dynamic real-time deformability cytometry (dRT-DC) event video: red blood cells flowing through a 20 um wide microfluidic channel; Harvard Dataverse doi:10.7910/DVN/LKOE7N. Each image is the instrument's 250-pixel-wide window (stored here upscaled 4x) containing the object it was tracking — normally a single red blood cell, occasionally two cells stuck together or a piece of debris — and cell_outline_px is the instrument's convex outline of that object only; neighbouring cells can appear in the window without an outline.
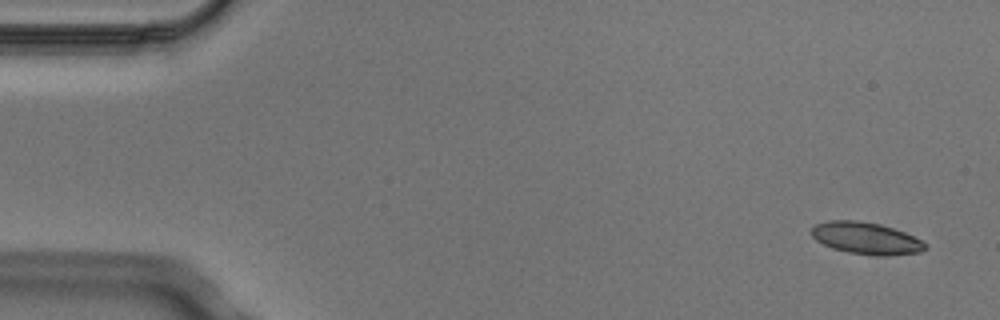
{"species": "Egyptian fruit bat (a non-hibernating species)", "species_latin": "Rousettus aegyptiacus", "temperature_condition": "cold", "stored_images_in_passage": 4, "camera_frame_rate_fps": 3000, "um_per_image_px": 0.085, "animal": {"sex": "male"}, "frame": {"image": 1, "passage_image": 1, "time_ms": 0.0, "image_size_px": [1000, 320], "cell_outline_px": [[928, 248], [920, 252], [884, 256], [880, 256], [848, 252], [832, 248], [816, 240], [812, 236], [812, 228], [816, 224], [828, 220], [856, 220], [880, 224], [904, 232], [928, 244]], "centroid_in_image_um": [73.62, 20.25], "position_along_channel_um": 11.4, "area_um2": 21.04}}
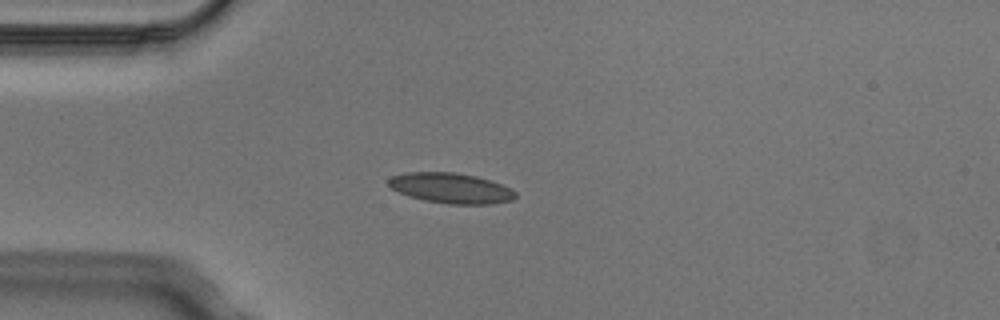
{"frame": {"image": 2, "passage_image": 4, "time_ms": 1.0, "image_size_px": [1000, 320], "cell_outline_px": [[516, 196], [512, 200], [492, 204], [448, 204], [424, 200], [408, 196], [392, 188], [388, 184], [388, 180], [392, 176], [404, 172], [456, 172], [476, 176], [512, 188], [516, 192]], "centroid_in_image_um": [38.33, 15.99], "position_along_channel_um": 46.7, "area_um2": 22.43}}